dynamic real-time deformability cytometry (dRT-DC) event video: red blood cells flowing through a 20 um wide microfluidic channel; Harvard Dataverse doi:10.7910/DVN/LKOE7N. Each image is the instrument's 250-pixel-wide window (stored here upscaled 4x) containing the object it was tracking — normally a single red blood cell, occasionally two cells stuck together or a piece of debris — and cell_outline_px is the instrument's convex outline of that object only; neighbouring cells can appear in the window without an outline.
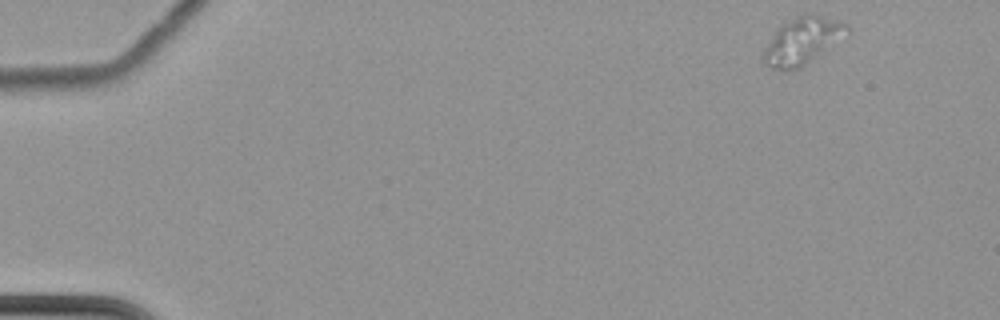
{"species": "common noctule bat (a hibernating species)", "species_latin": "Nyctalus noctula", "temperature_condition": "cold", "stored_images_in_passage": 55, "camera_frame_rate_fps": 3000, "um_per_image_px": 0.085, "animal": {"sex": "female", "body_mass_g": 22.7, "forearm_length_mm": 54.2}, "frame": {"image": 1, "passage_image": 1, "time_ms": 0.0, "image_size_px": [1000, 320], "cell_outline_px": [[848, 32], [800, 68], [784, 72], [772, 68], [764, 64], [764, 48], [776, 28], [796, 16], [804, 12], [812, 12], [840, 20], [848, 24]], "centroid_in_image_um": [68.16, 3.44], "position_along_channel_um": 16.8, "area_um2": 22.83}}
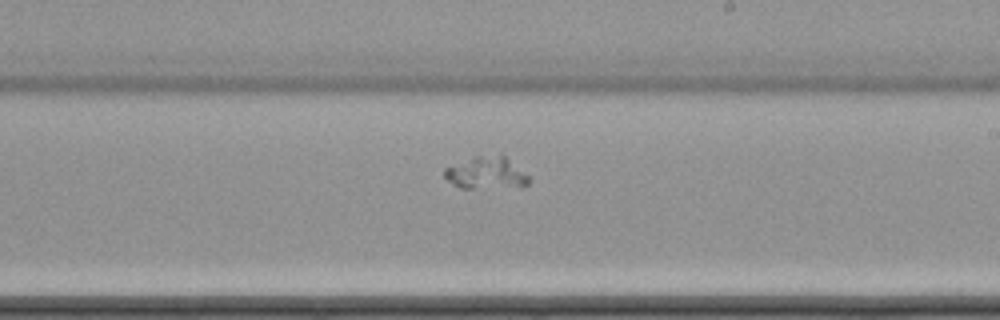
{"frame": {"image": 2, "passage_image": 32, "time_ms": 10.333, "image_size_px": [1000, 320], "cell_outline_px": [[532, 180], [528, 184], [520, 188], [460, 188], [452, 184], [444, 176], [444, 168], [476, 156], [500, 152], [528, 176]], "centroid_in_image_um": [41.37, 14.71], "position_along_channel_um": 247.6, "area_um2": 16.18}}
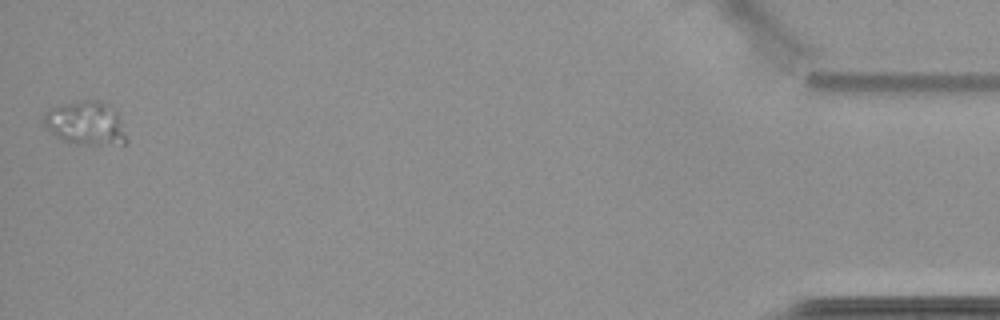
{"frame": {"image": 3, "passage_image": 55, "time_ms": 18.0, "image_size_px": [1000, 320], "cell_outline_px": [[128, 140], [124, 144], [76, 144], [64, 140], [56, 136], [44, 124], [44, 112], [48, 108], [56, 104], [76, 100], [104, 100], [116, 112], [120, 120]], "centroid_in_image_um": [7.27, 10.43], "position_along_channel_um": 427.9, "area_um2": 21.27}}